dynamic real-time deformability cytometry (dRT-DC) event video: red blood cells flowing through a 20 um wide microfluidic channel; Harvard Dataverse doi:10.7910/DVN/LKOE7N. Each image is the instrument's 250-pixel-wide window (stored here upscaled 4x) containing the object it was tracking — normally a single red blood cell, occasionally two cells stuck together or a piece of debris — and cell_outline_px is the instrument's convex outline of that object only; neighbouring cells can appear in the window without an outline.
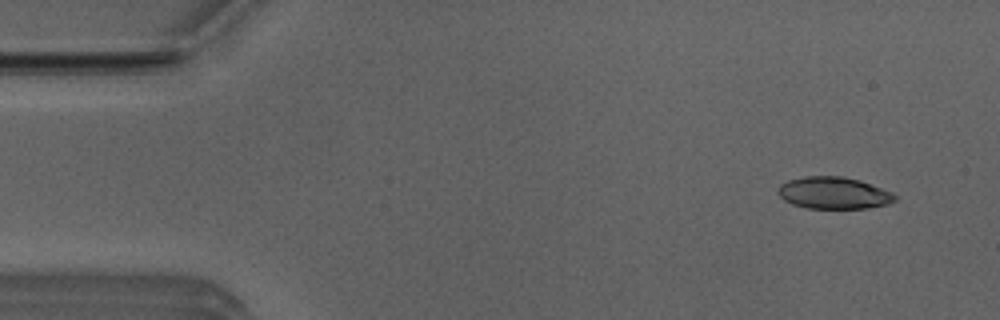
{"species": "Egyptian fruit bat (a non-hibernating species)", "species_latin": "Rousettus aegyptiacus", "temperature_condition": "room temperature", "stored_images_in_passage": 45, "camera_frame_rate_fps": 3000, "um_per_image_px": 0.085, "animal": {"sex": "male"}, "frame": {"image": 1, "passage_image": 1, "time_ms": 0.0, "image_size_px": [1000, 320], "cell_outline_px": [[896, 200], [888, 204], [868, 208], [808, 208], [792, 204], [784, 200], [776, 192], [780, 184], [788, 180], [804, 176], [844, 176], [860, 180], [892, 192], [896, 196]], "centroid_in_image_um": [70.85, 16.39], "position_along_channel_um": 14.1, "area_um2": 21.85}}
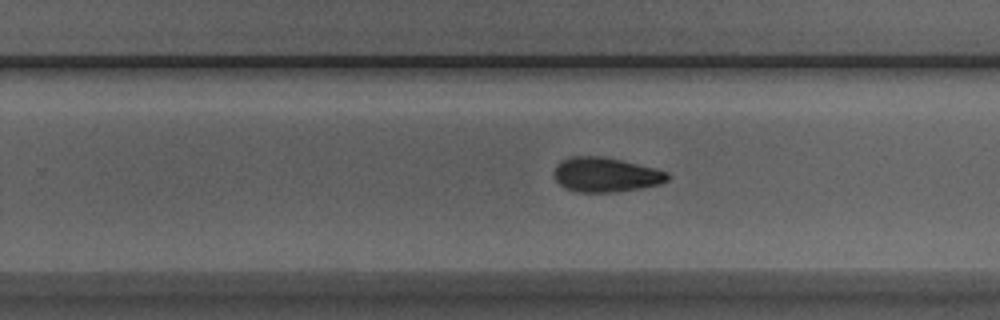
{"frame": {"image": 2, "passage_image": 29, "time_ms": 9.333, "image_size_px": [1000, 320], "cell_outline_px": [[672, 176], [668, 180], [660, 184], [612, 192], [580, 192], [564, 188], [556, 180], [552, 172], [556, 164], [560, 160], [568, 156], [604, 156], [656, 168], [668, 172]], "centroid_in_image_um": [51.46, 14.83], "position_along_channel_um": 278.3, "area_um2": 23.06}}
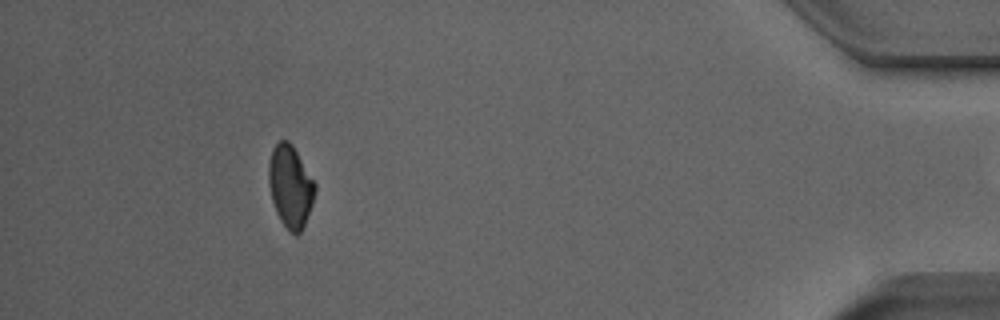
{"frame": {"image": 3, "passage_image": 44, "time_ms": 14.333, "image_size_px": [1000, 320], "cell_outline_px": [[316, 188], [312, 204], [304, 224], [300, 232], [296, 236], [288, 232], [280, 220], [276, 212], [272, 200], [268, 184], [268, 164], [272, 148], [280, 140], [288, 140], [292, 144], [316, 184]], "centroid_in_image_um": [24.66, 15.85], "position_along_channel_um": 410.5, "area_um2": 22.25}}